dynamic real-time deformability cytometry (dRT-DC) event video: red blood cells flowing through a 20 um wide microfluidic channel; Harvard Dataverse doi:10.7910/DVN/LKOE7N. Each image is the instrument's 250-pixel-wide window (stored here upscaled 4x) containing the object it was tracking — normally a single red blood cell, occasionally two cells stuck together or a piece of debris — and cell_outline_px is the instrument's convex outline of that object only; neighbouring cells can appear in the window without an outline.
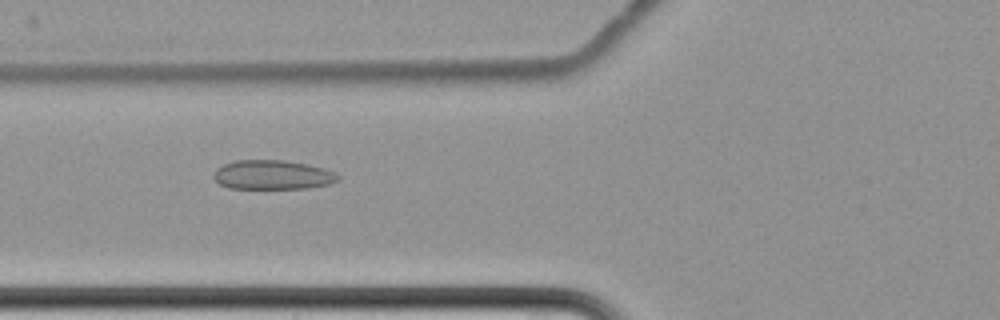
{"species": "common noctule bat (a hibernating species)", "species_latin": "Nyctalus noctula", "temperature_condition": "cold", "stored_images_in_passage": 7, "camera_frame_rate_fps": 3000, "um_per_image_px": 0.085, "animal": {"sex": "female", "body_mass_g": 22.7, "forearm_length_mm": 54.2}, "frame": {"image": 1, "passage_image": 6, "time_ms": 7.333, "image_size_px": [1000, 320], "cell_outline_px": [[340, 180], [328, 184], [308, 188], [228, 188], [220, 184], [212, 176], [216, 168], [224, 164], [236, 160], [284, 160], [324, 168], [336, 172], [340, 176]], "centroid_in_image_um": [23.17, 14.86], "position_along_channel_um": 102.6, "area_um2": 21.21}}
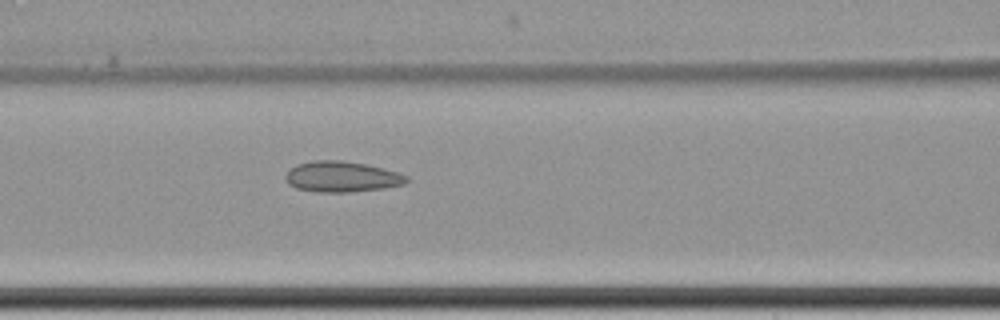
{"frame": {"image": 2, "passage_image": 7, "time_ms": 8.333, "image_size_px": [1000, 320], "cell_outline_px": [[408, 180], [404, 184], [384, 188], [348, 192], [316, 192], [296, 188], [288, 184], [284, 176], [296, 164], [312, 160], [340, 160], [368, 164], [384, 168], [408, 176]], "centroid_in_image_um": [29.04, 15.01], "position_along_channel_um": 137.6, "area_um2": 21.73}}